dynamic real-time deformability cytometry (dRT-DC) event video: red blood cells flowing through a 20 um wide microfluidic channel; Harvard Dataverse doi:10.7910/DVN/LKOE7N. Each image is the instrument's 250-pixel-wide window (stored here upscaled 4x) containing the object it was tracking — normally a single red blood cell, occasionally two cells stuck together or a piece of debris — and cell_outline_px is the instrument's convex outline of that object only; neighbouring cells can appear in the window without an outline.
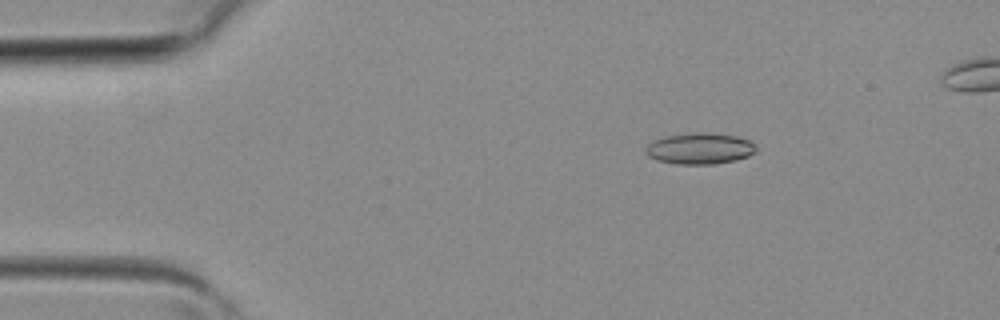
{"species": "common noctule bat (a hibernating species)", "species_latin": "Nyctalus noctula", "temperature_condition": "room temperature", "stored_images_in_passage": 35, "camera_frame_rate_fps": 3000, "um_per_image_px": 0.085, "animal": {"sex": "female", "body_mass_g": 19.3, "forearm_length_mm": 54.1}, "frame": {"image": 1, "passage_image": 3, "time_ms": 0.667, "image_size_px": [1000, 320], "cell_outline_px": [[756, 152], [748, 156], [736, 160], [712, 164], [676, 164], [656, 160], [648, 156], [644, 152], [644, 148], [652, 140], [668, 136], [692, 132], [708, 132], [736, 136], [748, 140], [756, 144]], "centroid_in_image_um": [59.46, 12.62], "position_along_channel_um": 25.5, "area_um2": 20.29}}
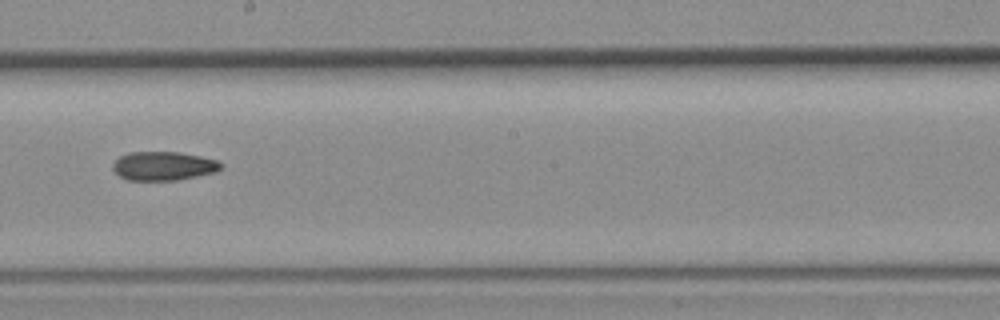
{"frame": {"image": 2, "passage_image": 19, "time_ms": 6.0, "image_size_px": [1000, 320], "cell_outline_px": [[224, 164], [216, 172], [176, 180], [128, 180], [120, 176], [112, 168], [112, 164], [120, 156], [128, 152], [176, 152], [200, 156], [216, 160]], "centroid_in_image_um": [13.88, 14.1], "position_along_channel_um": 234.3, "area_um2": 18.03}}
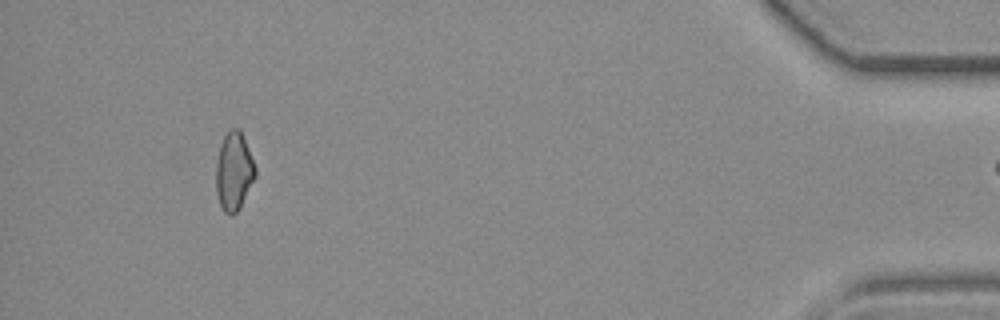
{"frame": {"image": 3, "passage_image": 34, "time_ms": 11.0, "image_size_px": [1000, 320], "cell_outline_px": [[256, 176], [240, 208], [232, 216], [224, 212], [220, 204], [216, 192], [216, 164], [220, 144], [224, 136], [232, 128], [236, 128], [240, 132], [248, 148], [256, 168]], "centroid_in_image_um": [19.87, 14.61], "position_along_channel_um": 415.3, "area_um2": 17.74}}